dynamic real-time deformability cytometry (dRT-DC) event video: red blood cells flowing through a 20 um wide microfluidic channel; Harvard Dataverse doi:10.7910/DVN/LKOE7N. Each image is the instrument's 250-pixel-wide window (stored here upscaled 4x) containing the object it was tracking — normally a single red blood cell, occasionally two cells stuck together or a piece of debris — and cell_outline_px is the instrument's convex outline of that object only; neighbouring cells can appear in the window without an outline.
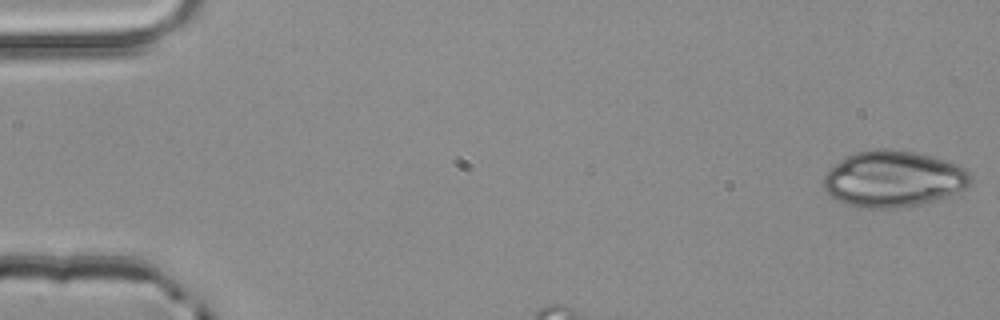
{"species": "common noctule bat (a hibernating species)", "species_latin": "Nyctalus noctula", "temperature_condition": "room temperature", "stored_images_in_passage": 3, "segment_of_instrument_passage": [1, 2], "camera_frame_rate_fps": 3000, "um_per_image_px": 0.085, "animal": {"sex": "male", "body_mass_g": 20.4}, "frame": {"image": 1, "passage_image": 1, "time_ms": 0.0, "image_size_px": [1000, 320], "cell_outline_px": [[972, 184], [968, 188], [936, 200], [920, 204], [892, 208], [860, 208], [836, 200], [824, 188], [824, 176], [840, 160], [856, 152], [872, 148], [888, 148], [916, 152], [944, 160], [964, 168], [972, 176]], "centroid_in_image_um": [75.96, 15.2], "position_along_channel_um": 9.0, "area_um2": 48.09}}
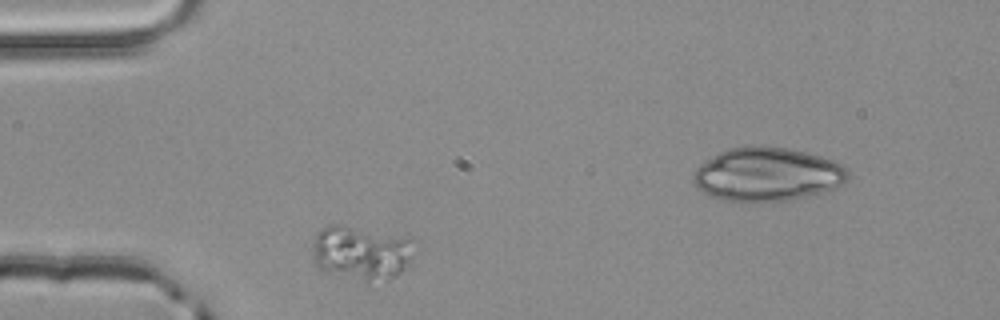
{"frame": {"image": 2, "passage_image": 2, "time_ms": 0.333, "image_size_px": [1000, 320], "cell_outline_px": [[412, 256], [408, 264], [396, 276], [388, 280], [364, 280], [320, 272], [312, 260], [312, 244], [316, 232], [328, 224], [344, 224], [412, 236]], "centroid_in_image_um": [30.66, 21.44], "position_along_channel_um": 54.3, "area_um2": 33.12}}